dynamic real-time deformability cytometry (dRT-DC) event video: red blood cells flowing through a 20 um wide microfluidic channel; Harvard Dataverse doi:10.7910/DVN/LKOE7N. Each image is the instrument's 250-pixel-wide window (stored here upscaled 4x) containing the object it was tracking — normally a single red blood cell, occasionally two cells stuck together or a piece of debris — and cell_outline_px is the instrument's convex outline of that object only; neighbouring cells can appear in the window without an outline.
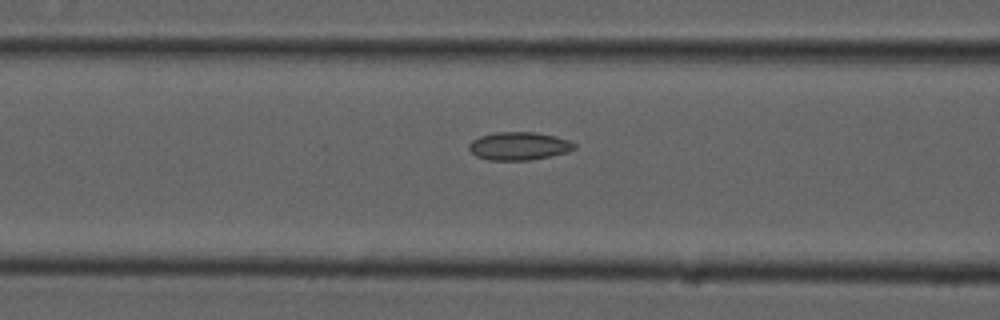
{"species": "common noctule bat (a hibernating species)", "species_latin": "Nyctalus noctula", "temperature_condition": "cold", "stored_images_in_passage": 6, "camera_frame_rate_fps": 3000, "um_per_image_px": 0.085, "animal": {"sex": "male", "forearm_length_mm": 52.5}, "frame": {"image": 1, "passage_image": 5, "time_ms": 1.333, "image_size_px": [1000, 320], "cell_outline_px": [[576, 148], [568, 152], [528, 160], [488, 160], [476, 156], [468, 148], [468, 144], [472, 140], [480, 136], [496, 132], [536, 132], [556, 136], [568, 140], [576, 144]], "centroid_in_image_um": [44.1, 12.4], "position_along_channel_um": 122.5, "area_um2": 17.22}}